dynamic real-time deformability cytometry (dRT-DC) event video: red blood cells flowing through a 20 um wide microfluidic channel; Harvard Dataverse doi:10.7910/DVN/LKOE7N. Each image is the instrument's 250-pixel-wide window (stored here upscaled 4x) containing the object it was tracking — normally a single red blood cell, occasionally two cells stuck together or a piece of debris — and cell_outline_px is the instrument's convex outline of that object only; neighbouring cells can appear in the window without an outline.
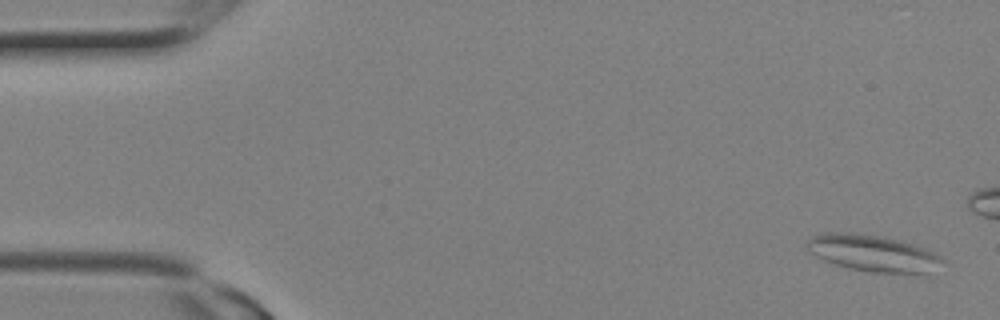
{"species": "Egyptian fruit bat (a non-hibernating species)", "species_latin": "Rousettus aegyptiacus", "temperature_condition": "room temperature", "stored_images_in_passage": 8, "camera_frame_rate_fps": 3000, "um_per_image_px": 0.085, "animal": {"sex": "female"}, "frame": {"image": 1, "passage_image": 1, "time_ms": 0.0, "image_size_px": [1000, 320], "cell_outline_px": [[944, 260], [924, 272], [872, 272], [848, 268], [824, 260], [808, 252], [804, 248], [808, 240], [812, 236], [820, 232], [852, 232], [880, 236], [912, 244], [924, 248], [940, 256]], "centroid_in_image_um": [74.04, 21.48], "position_along_channel_um": 11.0, "area_um2": 28.21}}